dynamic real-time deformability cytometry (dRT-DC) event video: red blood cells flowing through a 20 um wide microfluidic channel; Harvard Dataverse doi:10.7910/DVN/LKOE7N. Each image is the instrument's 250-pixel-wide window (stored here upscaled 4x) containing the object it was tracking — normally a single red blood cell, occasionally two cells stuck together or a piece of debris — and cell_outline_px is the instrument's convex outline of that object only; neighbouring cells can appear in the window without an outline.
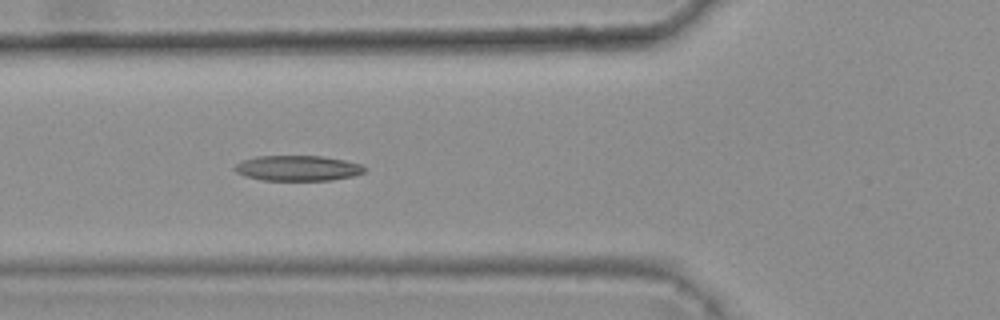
{"species": "common noctule bat (a hibernating species)", "species_latin": "Nyctalus noctula", "temperature_condition": "warm", "stored_images_in_passage": 5, "camera_frame_rate_fps": 3000, "um_per_image_px": 0.085, "animal": {"sex": "female", "body_mass_g": 25.1}, "frame": {"image": 1, "passage_image": 5, "time_ms": 1.333, "image_size_px": [1000, 320], "cell_outline_px": [[368, 168], [364, 172], [352, 176], [332, 180], [264, 180], [244, 176], [236, 172], [232, 168], [236, 164], [244, 160], [256, 156], [324, 156], [344, 160], [360, 164]], "centroid_in_image_um": [25.31, 14.29], "position_along_channel_um": 100.5, "area_um2": 19.19}}